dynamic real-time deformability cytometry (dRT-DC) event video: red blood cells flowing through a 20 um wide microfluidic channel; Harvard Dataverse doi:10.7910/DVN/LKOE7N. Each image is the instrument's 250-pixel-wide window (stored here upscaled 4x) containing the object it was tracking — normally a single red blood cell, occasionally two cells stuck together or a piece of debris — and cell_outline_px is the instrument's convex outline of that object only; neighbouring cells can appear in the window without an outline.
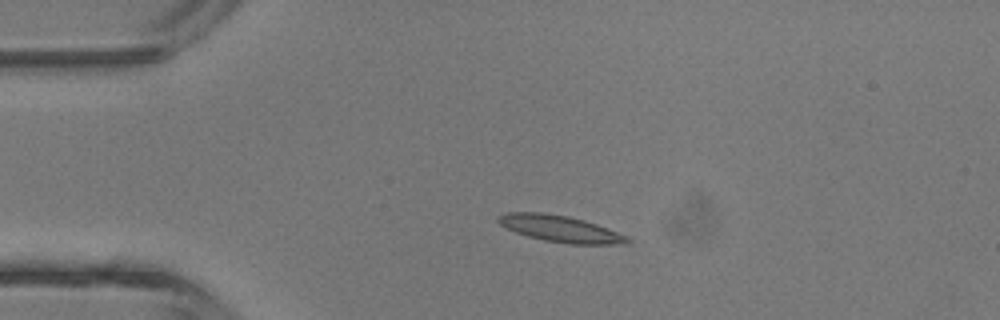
{"species": "common noctule bat (a hibernating species)", "species_latin": "Nyctalus noctula", "temperature_condition": "room temperature", "stored_images_in_passage": 5, "camera_frame_rate_fps": 3000, "um_per_image_px": 0.085, "animal": {"sex": "male", "body_mass_g": 13.3}, "frame": {"image": 1, "passage_image": 3, "time_ms": 2.333, "image_size_px": [1000, 320], "cell_outline_px": [[632, 240], [624, 244], [568, 244], [544, 240], [528, 236], [516, 232], [500, 224], [496, 220], [504, 212], [544, 212], [568, 216], [584, 220], [596, 224], [628, 236]], "centroid_in_image_um": [47.63, 19.44], "position_along_channel_um": 37.4, "area_um2": 19.88}}
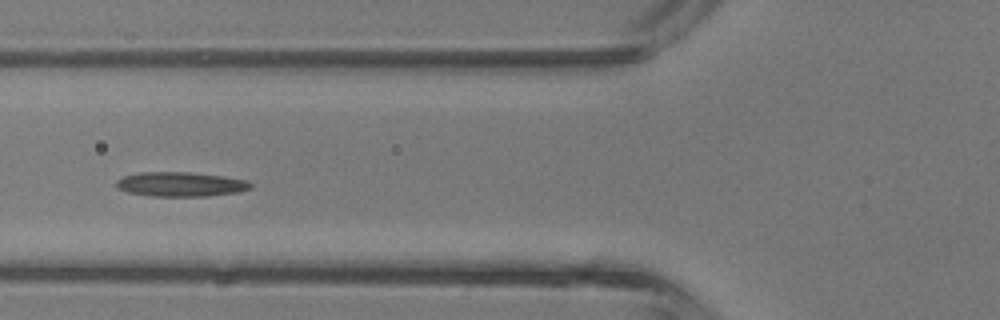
{"frame": {"image": 2, "passage_image": 5, "time_ms": 4.667, "image_size_px": [1000, 320], "cell_outline_px": [[252, 188], [236, 192], [208, 196], [152, 196], [128, 192], [116, 188], [116, 180], [124, 176], [140, 172], [188, 172], [224, 176], [248, 180], [252, 184]], "centroid_in_image_um": [15.35, 15.66], "position_along_channel_um": 110.4, "area_um2": 19.19}}